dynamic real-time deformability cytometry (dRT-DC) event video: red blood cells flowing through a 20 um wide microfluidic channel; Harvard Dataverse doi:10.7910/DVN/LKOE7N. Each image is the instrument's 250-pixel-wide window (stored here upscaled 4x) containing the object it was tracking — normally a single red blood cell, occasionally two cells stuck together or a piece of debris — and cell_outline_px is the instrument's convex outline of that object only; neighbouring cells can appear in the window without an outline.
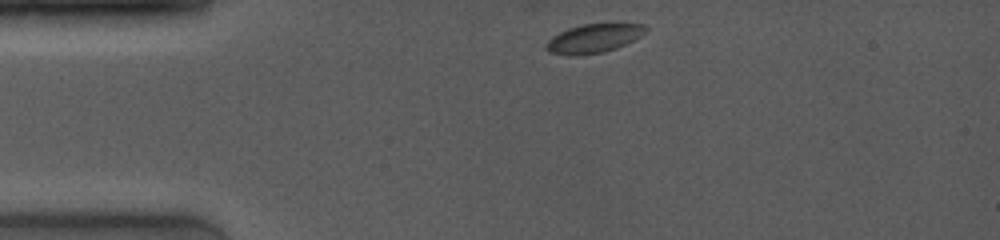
{"species": "common noctule bat (a hibernating species)", "species_latin": "Nyctalus noctula", "temperature_condition": "room temperature", "stored_images_in_passage": 6, "camera_frame_rate_fps": 4000, "um_per_image_px": 0.085, "animal": {"sex": "female", "body_mass_g": 19.0, "forearm_length_mm": 53.3}, "frame": {"image": 1, "passage_image": 1, "time_ms": 0.0, "image_size_px": [1000, 240], "cell_outline_px": [[648, 28], [640, 36], [616, 48], [604, 52], [576, 56], [568, 56], [548, 52], [544, 48], [544, 44], [552, 36], [568, 28], [580, 24], [644, 24]], "centroid_in_image_um": [50.38, 3.28], "position_along_channel_um": 34.6, "area_um2": 16.76}}
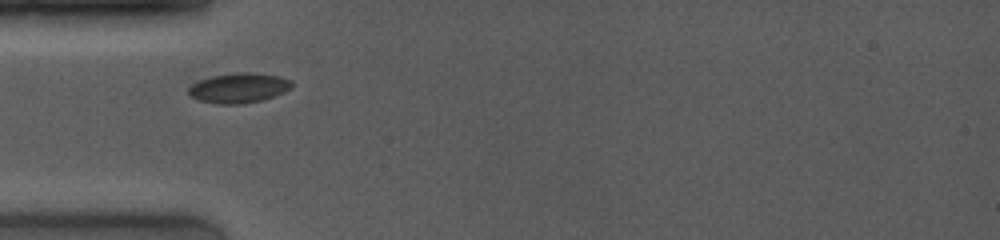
{"frame": {"image": 2, "passage_image": 5, "time_ms": 1.75, "image_size_px": [1000, 240], "cell_outline_px": [[292, 88], [284, 92], [264, 100], [240, 104], [216, 104], [200, 100], [192, 96], [188, 92], [188, 88], [192, 84], [200, 80], [212, 76], [236, 72], [252, 72], [280, 76], [292, 80]], "centroid_in_image_um": [20.34, 7.47], "position_along_channel_um": 64.7, "area_um2": 18.09}}